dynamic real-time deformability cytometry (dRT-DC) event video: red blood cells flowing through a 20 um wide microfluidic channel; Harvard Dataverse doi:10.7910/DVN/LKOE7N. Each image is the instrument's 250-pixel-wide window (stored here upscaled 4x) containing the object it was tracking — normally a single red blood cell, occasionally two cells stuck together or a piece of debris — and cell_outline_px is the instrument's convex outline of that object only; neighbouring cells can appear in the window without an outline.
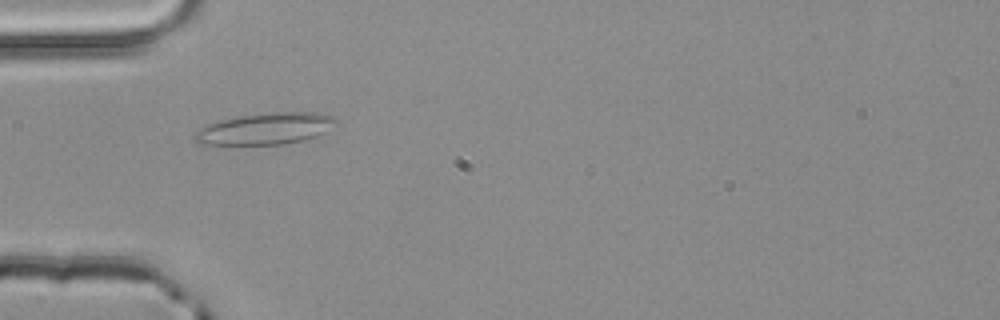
{"species": "common noctule bat (a hibernating species)", "species_latin": "Nyctalus noctula", "temperature_condition": "room temperature", "stored_images_in_passage": 2, "camera_frame_rate_fps": 3000, "um_per_image_px": 0.085, "animal": {"sex": "male", "body_mass_g": 20.4}, "frame": {"image": 1, "passage_image": 2, "time_ms": 0.333, "image_size_px": [1000, 320], "cell_outline_px": [[336, 120], [320, 136], [304, 140], [284, 144], [196, 144], [196, 132], [200, 128], [216, 120], [236, 116], [260, 112], [320, 112], [332, 116]], "centroid_in_image_um": [22.54, 10.92], "position_along_channel_um": 62.5, "area_um2": 26.07}}